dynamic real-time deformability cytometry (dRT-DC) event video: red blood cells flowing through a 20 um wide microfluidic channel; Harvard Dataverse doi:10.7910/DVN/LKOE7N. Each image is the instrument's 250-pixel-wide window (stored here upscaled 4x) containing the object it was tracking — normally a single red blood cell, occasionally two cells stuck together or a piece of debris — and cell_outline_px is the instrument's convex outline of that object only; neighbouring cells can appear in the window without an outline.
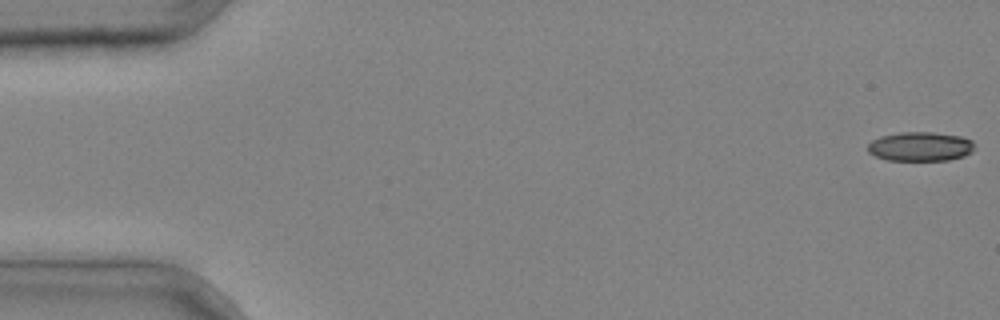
{"species": "common noctule bat (a hibernating species)", "species_latin": "Nyctalus noctula", "temperature_condition": "cold", "stored_images_in_passage": 9, "camera_frame_rate_fps": 3000, "um_per_image_px": 0.085, "animal": {"sex": "male", "body_mass_g": 20.4}, "frame": {"image": 1, "passage_image": 1, "time_ms": 0.0, "image_size_px": [1000, 320], "cell_outline_px": [[972, 152], [964, 156], [948, 160], [888, 160], [876, 156], [868, 152], [868, 144], [872, 140], [880, 136], [900, 132], [932, 132], [960, 136], [972, 140]], "centroid_in_image_um": [78.2, 12.45], "position_along_channel_um": 6.8, "area_um2": 18.09}}